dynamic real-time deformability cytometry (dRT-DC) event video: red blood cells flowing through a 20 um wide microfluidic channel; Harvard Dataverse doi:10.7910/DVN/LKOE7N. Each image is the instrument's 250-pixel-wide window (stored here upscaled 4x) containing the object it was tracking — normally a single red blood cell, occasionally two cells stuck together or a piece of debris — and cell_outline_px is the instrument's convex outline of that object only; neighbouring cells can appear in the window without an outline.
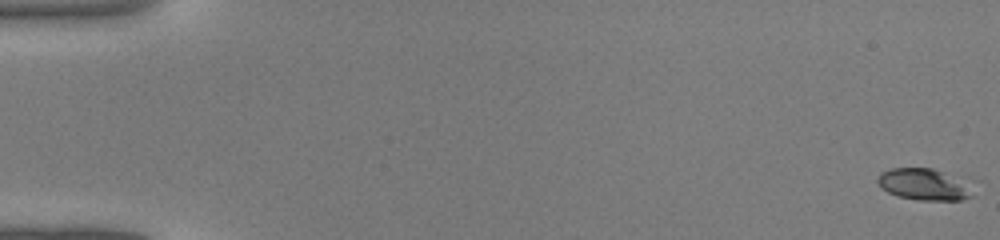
{"species": "common noctule bat (a hibernating species)", "species_latin": "Nyctalus noctula", "temperature_condition": "warm", "stored_images_in_passage": 44, "camera_frame_rate_fps": 3000, "um_per_image_px": 0.085, "animal": {"sex": "male", "body_mass_g": 19.0, "forearm_length_mm": 50.8}, "frame": {"image": 1, "passage_image": 1, "time_ms": 0.0, "image_size_px": [1000, 240], "cell_outline_px": [[972, 196], [960, 200], [916, 200], [896, 196], [880, 188], [876, 180], [876, 176], [880, 172], [892, 168], [932, 168], [940, 172], [964, 188]], "centroid_in_image_um": [78.24, 15.69], "position_along_channel_um": 6.8, "area_um2": 16.42}}
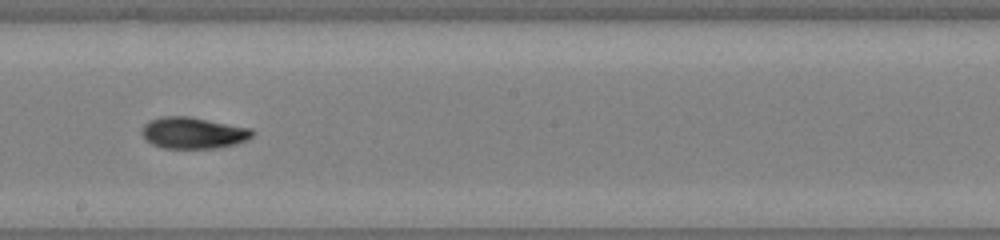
{"frame": {"image": 2, "passage_image": 26, "time_ms": 8.333, "image_size_px": [1000, 240], "cell_outline_px": [[256, 132], [252, 136], [236, 144], [216, 148], [164, 148], [152, 144], [140, 132], [144, 124], [148, 120], [164, 116], [192, 116], [252, 128]], "centroid_in_image_um": [16.44, 11.28], "position_along_channel_um": 231.8, "area_um2": 20.4}}
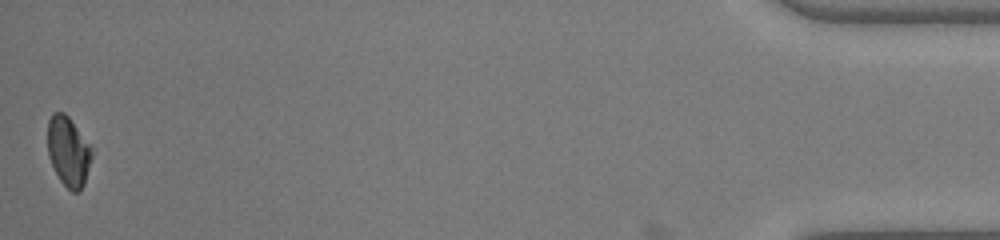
{"frame": {"image": 3, "passage_image": 44, "time_ms": 14.333, "image_size_px": [1000, 240], "cell_outline_px": [[92, 156], [84, 184], [80, 192], [72, 192], [60, 180], [48, 156], [48, 120], [52, 112], [64, 112], [68, 116], [92, 148]], "centroid_in_image_um": [5.81, 12.87], "position_along_channel_um": 429.4, "area_um2": 17.8}}